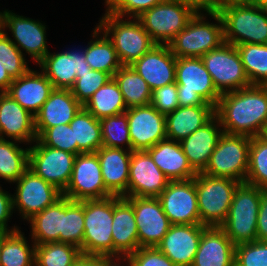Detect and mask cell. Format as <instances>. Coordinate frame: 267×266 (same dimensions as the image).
I'll return each mask as SVG.
<instances>
[{"mask_svg": "<svg viewBox=\"0 0 267 266\" xmlns=\"http://www.w3.org/2000/svg\"><path fill=\"white\" fill-rule=\"evenodd\" d=\"M215 115L225 134L259 136L267 123V85H250L221 94Z\"/></svg>", "mask_w": 267, "mask_h": 266, "instance_id": "1", "label": "cell"}, {"mask_svg": "<svg viewBox=\"0 0 267 266\" xmlns=\"http://www.w3.org/2000/svg\"><path fill=\"white\" fill-rule=\"evenodd\" d=\"M224 42L232 45L267 44V14L255 0H244L223 7Z\"/></svg>", "mask_w": 267, "mask_h": 266, "instance_id": "2", "label": "cell"}, {"mask_svg": "<svg viewBox=\"0 0 267 266\" xmlns=\"http://www.w3.org/2000/svg\"><path fill=\"white\" fill-rule=\"evenodd\" d=\"M123 19L106 9L97 26L111 40L122 66H130L156 43L137 18Z\"/></svg>", "mask_w": 267, "mask_h": 266, "instance_id": "3", "label": "cell"}, {"mask_svg": "<svg viewBox=\"0 0 267 266\" xmlns=\"http://www.w3.org/2000/svg\"><path fill=\"white\" fill-rule=\"evenodd\" d=\"M263 190L240 183L234 191L227 218L220 227L235 246L257 240V216Z\"/></svg>", "mask_w": 267, "mask_h": 266, "instance_id": "4", "label": "cell"}, {"mask_svg": "<svg viewBox=\"0 0 267 266\" xmlns=\"http://www.w3.org/2000/svg\"><path fill=\"white\" fill-rule=\"evenodd\" d=\"M198 12L193 0H164L137 19L158 45H168Z\"/></svg>", "mask_w": 267, "mask_h": 266, "instance_id": "5", "label": "cell"}, {"mask_svg": "<svg viewBox=\"0 0 267 266\" xmlns=\"http://www.w3.org/2000/svg\"><path fill=\"white\" fill-rule=\"evenodd\" d=\"M217 23L206 21L198 11L185 28L168 44L176 58H201L224 43L223 21L218 12H208Z\"/></svg>", "mask_w": 267, "mask_h": 266, "instance_id": "6", "label": "cell"}, {"mask_svg": "<svg viewBox=\"0 0 267 266\" xmlns=\"http://www.w3.org/2000/svg\"><path fill=\"white\" fill-rule=\"evenodd\" d=\"M175 83L178 86L179 106H217L221 94L201 58H176Z\"/></svg>", "mask_w": 267, "mask_h": 266, "instance_id": "7", "label": "cell"}, {"mask_svg": "<svg viewBox=\"0 0 267 266\" xmlns=\"http://www.w3.org/2000/svg\"><path fill=\"white\" fill-rule=\"evenodd\" d=\"M239 184L234 179L197 173L195 187L201 225L214 227L224 223Z\"/></svg>", "mask_w": 267, "mask_h": 266, "instance_id": "8", "label": "cell"}, {"mask_svg": "<svg viewBox=\"0 0 267 266\" xmlns=\"http://www.w3.org/2000/svg\"><path fill=\"white\" fill-rule=\"evenodd\" d=\"M113 196L84 200L82 254L113 257Z\"/></svg>", "mask_w": 267, "mask_h": 266, "instance_id": "9", "label": "cell"}, {"mask_svg": "<svg viewBox=\"0 0 267 266\" xmlns=\"http://www.w3.org/2000/svg\"><path fill=\"white\" fill-rule=\"evenodd\" d=\"M250 142L251 137L223 133L202 173L245 183L249 166Z\"/></svg>", "mask_w": 267, "mask_h": 266, "instance_id": "10", "label": "cell"}, {"mask_svg": "<svg viewBox=\"0 0 267 266\" xmlns=\"http://www.w3.org/2000/svg\"><path fill=\"white\" fill-rule=\"evenodd\" d=\"M220 94L250 86L240 54L235 45L222 43L201 57Z\"/></svg>", "mask_w": 267, "mask_h": 266, "instance_id": "11", "label": "cell"}, {"mask_svg": "<svg viewBox=\"0 0 267 266\" xmlns=\"http://www.w3.org/2000/svg\"><path fill=\"white\" fill-rule=\"evenodd\" d=\"M32 144L28 168L63 193L70 182L77 155L44 146L38 140Z\"/></svg>", "mask_w": 267, "mask_h": 266, "instance_id": "12", "label": "cell"}, {"mask_svg": "<svg viewBox=\"0 0 267 266\" xmlns=\"http://www.w3.org/2000/svg\"><path fill=\"white\" fill-rule=\"evenodd\" d=\"M15 183L17 187L16 195H12L13 210L17 209L23 220L28 221L62 197L59 189L29 168Z\"/></svg>", "mask_w": 267, "mask_h": 266, "instance_id": "13", "label": "cell"}, {"mask_svg": "<svg viewBox=\"0 0 267 266\" xmlns=\"http://www.w3.org/2000/svg\"><path fill=\"white\" fill-rule=\"evenodd\" d=\"M62 196L74 201L113 196L104 185L96 153H81L76 156L70 182Z\"/></svg>", "mask_w": 267, "mask_h": 266, "instance_id": "14", "label": "cell"}, {"mask_svg": "<svg viewBox=\"0 0 267 266\" xmlns=\"http://www.w3.org/2000/svg\"><path fill=\"white\" fill-rule=\"evenodd\" d=\"M157 198L171 224H200L195 177L169 181Z\"/></svg>", "mask_w": 267, "mask_h": 266, "instance_id": "15", "label": "cell"}, {"mask_svg": "<svg viewBox=\"0 0 267 266\" xmlns=\"http://www.w3.org/2000/svg\"><path fill=\"white\" fill-rule=\"evenodd\" d=\"M133 206L138 229L139 248L157 247L171 223L158 198L125 197Z\"/></svg>", "mask_w": 267, "mask_h": 266, "instance_id": "16", "label": "cell"}, {"mask_svg": "<svg viewBox=\"0 0 267 266\" xmlns=\"http://www.w3.org/2000/svg\"><path fill=\"white\" fill-rule=\"evenodd\" d=\"M128 119L132 151L147 150L166 139V118L151 104L128 108Z\"/></svg>", "mask_w": 267, "mask_h": 266, "instance_id": "17", "label": "cell"}, {"mask_svg": "<svg viewBox=\"0 0 267 266\" xmlns=\"http://www.w3.org/2000/svg\"><path fill=\"white\" fill-rule=\"evenodd\" d=\"M6 28L12 33L13 39L10 40L22 54H29L37 64L50 52L46 41V25L40 21L4 10V29Z\"/></svg>", "mask_w": 267, "mask_h": 266, "instance_id": "18", "label": "cell"}, {"mask_svg": "<svg viewBox=\"0 0 267 266\" xmlns=\"http://www.w3.org/2000/svg\"><path fill=\"white\" fill-rule=\"evenodd\" d=\"M169 181L146 150L132 151L128 197L157 198L167 187Z\"/></svg>", "mask_w": 267, "mask_h": 266, "instance_id": "19", "label": "cell"}, {"mask_svg": "<svg viewBox=\"0 0 267 266\" xmlns=\"http://www.w3.org/2000/svg\"><path fill=\"white\" fill-rule=\"evenodd\" d=\"M38 65L54 89H71L75 84L76 74L91 70L85 60L83 48L48 52Z\"/></svg>", "mask_w": 267, "mask_h": 266, "instance_id": "20", "label": "cell"}, {"mask_svg": "<svg viewBox=\"0 0 267 266\" xmlns=\"http://www.w3.org/2000/svg\"><path fill=\"white\" fill-rule=\"evenodd\" d=\"M205 227L201 224H171L157 248L176 266H192Z\"/></svg>", "mask_w": 267, "mask_h": 266, "instance_id": "21", "label": "cell"}, {"mask_svg": "<svg viewBox=\"0 0 267 266\" xmlns=\"http://www.w3.org/2000/svg\"><path fill=\"white\" fill-rule=\"evenodd\" d=\"M130 66L147 82L151 91L175 82L176 57L169 45L156 44Z\"/></svg>", "mask_w": 267, "mask_h": 266, "instance_id": "22", "label": "cell"}, {"mask_svg": "<svg viewBox=\"0 0 267 266\" xmlns=\"http://www.w3.org/2000/svg\"><path fill=\"white\" fill-rule=\"evenodd\" d=\"M10 138L30 146L37 140L35 117L8 93H0V138Z\"/></svg>", "mask_w": 267, "mask_h": 266, "instance_id": "23", "label": "cell"}, {"mask_svg": "<svg viewBox=\"0 0 267 266\" xmlns=\"http://www.w3.org/2000/svg\"><path fill=\"white\" fill-rule=\"evenodd\" d=\"M113 257L126 258L139 248L138 229L132 204L125 198L113 196Z\"/></svg>", "mask_w": 267, "mask_h": 266, "instance_id": "24", "label": "cell"}, {"mask_svg": "<svg viewBox=\"0 0 267 266\" xmlns=\"http://www.w3.org/2000/svg\"><path fill=\"white\" fill-rule=\"evenodd\" d=\"M223 134L220 121L214 115L206 124L180 141L182 150L191 167L203 172L207 167L220 136Z\"/></svg>", "mask_w": 267, "mask_h": 266, "instance_id": "25", "label": "cell"}, {"mask_svg": "<svg viewBox=\"0 0 267 266\" xmlns=\"http://www.w3.org/2000/svg\"><path fill=\"white\" fill-rule=\"evenodd\" d=\"M106 189L113 195L128 197L129 169L132 150L102 146L96 152Z\"/></svg>", "mask_w": 267, "mask_h": 266, "instance_id": "26", "label": "cell"}, {"mask_svg": "<svg viewBox=\"0 0 267 266\" xmlns=\"http://www.w3.org/2000/svg\"><path fill=\"white\" fill-rule=\"evenodd\" d=\"M53 90V85L42 71L30 69L21 77L13 79L6 93L35 116Z\"/></svg>", "mask_w": 267, "mask_h": 266, "instance_id": "27", "label": "cell"}, {"mask_svg": "<svg viewBox=\"0 0 267 266\" xmlns=\"http://www.w3.org/2000/svg\"><path fill=\"white\" fill-rule=\"evenodd\" d=\"M235 245L220 226L205 227L192 266H234Z\"/></svg>", "mask_w": 267, "mask_h": 266, "instance_id": "28", "label": "cell"}, {"mask_svg": "<svg viewBox=\"0 0 267 266\" xmlns=\"http://www.w3.org/2000/svg\"><path fill=\"white\" fill-rule=\"evenodd\" d=\"M82 106L70 89H54L34 116L37 137L47 128L69 124Z\"/></svg>", "mask_w": 267, "mask_h": 266, "instance_id": "29", "label": "cell"}, {"mask_svg": "<svg viewBox=\"0 0 267 266\" xmlns=\"http://www.w3.org/2000/svg\"><path fill=\"white\" fill-rule=\"evenodd\" d=\"M146 151L170 181L188 180L197 175L178 141L166 138Z\"/></svg>", "mask_w": 267, "mask_h": 266, "instance_id": "30", "label": "cell"}, {"mask_svg": "<svg viewBox=\"0 0 267 266\" xmlns=\"http://www.w3.org/2000/svg\"><path fill=\"white\" fill-rule=\"evenodd\" d=\"M215 115L212 105L179 106L165 115L166 138L180 142L201 128Z\"/></svg>", "mask_w": 267, "mask_h": 266, "instance_id": "31", "label": "cell"}, {"mask_svg": "<svg viewBox=\"0 0 267 266\" xmlns=\"http://www.w3.org/2000/svg\"><path fill=\"white\" fill-rule=\"evenodd\" d=\"M31 229V239L35 245L47 242H60V232L63 224V196L53 205L28 220Z\"/></svg>", "mask_w": 267, "mask_h": 266, "instance_id": "32", "label": "cell"}, {"mask_svg": "<svg viewBox=\"0 0 267 266\" xmlns=\"http://www.w3.org/2000/svg\"><path fill=\"white\" fill-rule=\"evenodd\" d=\"M92 37L94 40L84 47L86 62L91 69L109 73L113 77L122 64L111 40L98 26L94 28Z\"/></svg>", "mask_w": 267, "mask_h": 266, "instance_id": "33", "label": "cell"}, {"mask_svg": "<svg viewBox=\"0 0 267 266\" xmlns=\"http://www.w3.org/2000/svg\"><path fill=\"white\" fill-rule=\"evenodd\" d=\"M69 125L73 130L74 143H77V155L95 153L103 146L100 120L83 106Z\"/></svg>", "mask_w": 267, "mask_h": 266, "instance_id": "34", "label": "cell"}, {"mask_svg": "<svg viewBox=\"0 0 267 266\" xmlns=\"http://www.w3.org/2000/svg\"><path fill=\"white\" fill-rule=\"evenodd\" d=\"M128 108L150 105L152 91L147 82L131 67L121 66L113 75Z\"/></svg>", "mask_w": 267, "mask_h": 266, "instance_id": "35", "label": "cell"}, {"mask_svg": "<svg viewBox=\"0 0 267 266\" xmlns=\"http://www.w3.org/2000/svg\"><path fill=\"white\" fill-rule=\"evenodd\" d=\"M96 119L125 113L127 107L114 78L100 87L83 105Z\"/></svg>", "mask_w": 267, "mask_h": 266, "instance_id": "36", "label": "cell"}, {"mask_svg": "<svg viewBox=\"0 0 267 266\" xmlns=\"http://www.w3.org/2000/svg\"><path fill=\"white\" fill-rule=\"evenodd\" d=\"M19 141L0 138V178L15 183L29 166V148Z\"/></svg>", "mask_w": 267, "mask_h": 266, "instance_id": "37", "label": "cell"}, {"mask_svg": "<svg viewBox=\"0 0 267 266\" xmlns=\"http://www.w3.org/2000/svg\"><path fill=\"white\" fill-rule=\"evenodd\" d=\"M84 237V200L74 201L63 196V224L60 242L81 247Z\"/></svg>", "mask_w": 267, "mask_h": 266, "instance_id": "38", "label": "cell"}, {"mask_svg": "<svg viewBox=\"0 0 267 266\" xmlns=\"http://www.w3.org/2000/svg\"><path fill=\"white\" fill-rule=\"evenodd\" d=\"M21 230L11 232L3 241L1 266H34L35 244L27 243Z\"/></svg>", "mask_w": 267, "mask_h": 266, "instance_id": "39", "label": "cell"}, {"mask_svg": "<svg viewBox=\"0 0 267 266\" xmlns=\"http://www.w3.org/2000/svg\"><path fill=\"white\" fill-rule=\"evenodd\" d=\"M251 85H267V44L236 46Z\"/></svg>", "mask_w": 267, "mask_h": 266, "instance_id": "40", "label": "cell"}, {"mask_svg": "<svg viewBox=\"0 0 267 266\" xmlns=\"http://www.w3.org/2000/svg\"><path fill=\"white\" fill-rule=\"evenodd\" d=\"M82 254L79 247L61 242L35 246L34 266H73Z\"/></svg>", "mask_w": 267, "mask_h": 266, "instance_id": "41", "label": "cell"}, {"mask_svg": "<svg viewBox=\"0 0 267 266\" xmlns=\"http://www.w3.org/2000/svg\"><path fill=\"white\" fill-rule=\"evenodd\" d=\"M100 124L103 146L132 150L126 113L102 118Z\"/></svg>", "mask_w": 267, "mask_h": 266, "instance_id": "42", "label": "cell"}, {"mask_svg": "<svg viewBox=\"0 0 267 266\" xmlns=\"http://www.w3.org/2000/svg\"><path fill=\"white\" fill-rule=\"evenodd\" d=\"M245 183L267 190V143L259 136L251 137Z\"/></svg>", "mask_w": 267, "mask_h": 266, "instance_id": "43", "label": "cell"}, {"mask_svg": "<svg viewBox=\"0 0 267 266\" xmlns=\"http://www.w3.org/2000/svg\"><path fill=\"white\" fill-rule=\"evenodd\" d=\"M0 60L12 79L19 78L30 70L24 54L5 31L0 34Z\"/></svg>", "mask_w": 267, "mask_h": 266, "instance_id": "44", "label": "cell"}, {"mask_svg": "<svg viewBox=\"0 0 267 266\" xmlns=\"http://www.w3.org/2000/svg\"><path fill=\"white\" fill-rule=\"evenodd\" d=\"M112 78L109 73L91 69L90 71L76 74L75 84L70 90L72 95L84 105L100 87Z\"/></svg>", "mask_w": 267, "mask_h": 266, "instance_id": "45", "label": "cell"}, {"mask_svg": "<svg viewBox=\"0 0 267 266\" xmlns=\"http://www.w3.org/2000/svg\"><path fill=\"white\" fill-rule=\"evenodd\" d=\"M37 140L44 146L60 149L77 155L73 130L69 124H61L45 129Z\"/></svg>", "mask_w": 267, "mask_h": 266, "instance_id": "46", "label": "cell"}, {"mask_svg": "<svg viewBox=\"0 0 267 266\" xmlns=\"http://www.w3.org/2000/svg\"><path fill=\"white\" fill-rule=\"evenodd\" d=\"M234 266H267V242L256 240L235 246Z\"/></svg>", "mask_w": 267, "mask_h": 266, "instance_id": "47", "label": "cell"}, {"mask_svg": "<svg viewBox=\"0 0 267 266\" xmlns=\"http://www.w3.org/2000/svg\"><path fill=\"white\" fill-rule=\"evenodd\" d=\"M164 0H107L106 9L119 17L137 18Z\"/></svg>", "mask_w": 267, "mask_h": 266, "instance_id": "48", "label": "cell"}, {"mask_svg": "<svg viewBox=\"0 0 267 266\" xmlns=\"http://www.w3.org/2000/svg\"><path fill=\"white\" fill-rule=\"evenodd\" d=\"M126 259L130 266H176L157 247H140Z\"/></svg>", "mask_w": 267, "mask_h": 266, "instance_id": "49", "label": "cell"}, {"mask_svg": "<svg viewBox=\"0 0 267 266\" xmlns=\"http://www.w3.org/2000/svg\"><path fill=\"white\" fill-rule=\"evenodd\" d=\"M150 104L164 115L173 112L179 107L177 84L174 82L152 91Z\"/></svg>", "mask_w": 267, "mask_h": 266, "instance_id": "50", "label": "cell"}, {"mask_svg": "<svg viewBox=\"0 0 267 266\" xmlns=\"http://www.w3.org/2000/svg\"><path fill=\"white\" fill-rule=\"evenodd\" d=\"M13 200L12 195L7 191H4L0 186V231L2 232H14L19 230L17 226L8 227V221L13 214ZM10 228V229H9Z\"/></svg>", "mask_w": 267, "mask_h": 266, "instance_id": "51", "label": "cell"}, {"mask_svg": "<svg viewBox=\"0 0 267 266\" xmlns=\"http://www.w3.org/2000/svg\"><path fill=\"white\" fill-rule=\"evenodd\" d=\"M257 240L267 242V190L262 191L257 216Z\"/></svg>", "mask_w": 267, "mask_h": 266, "instance_id": "52", "label": "cell"}, {"mask_svg": "<svg viewBox=\"0 0 267 266\" xmlns=\"http://www.w3.org/2000/svg\"><path fill=\"white\" fill-rule=\"evenodd\" d=\"M244 0H197L198 11L204 12H219L223 7L232 5Z\"/></svg>", "mask_w": 267, "mask_h": 266, "instance_id": "53", "label": "cell"}, {"mask_svg": "<svg viewBox=\"0 0 267 266\" xmlns=\"http://www.w3.org/2000/svg\"><path fill=\"white\" fill-rule=\"evenodd\" d=\"M73 266H106V256L81 254Z\"/></svg>", "mask_w": 267, "mask_h": 266, "instance_id": "54", "label": "cell"}, {"mask_svg": "<svg viewBox=\"0 0 267 266\" xmlns=\"http://www.w3.org/2000/svg\"><path fill=\"white\" fill-rule=\"evenodd\" d=\"M12 82L13 79L10 77L0 60V93L6 92Z\"/></svg>", "mask_w": 267, "mask_h": 266, "instance_id": "55", "label": "cell"}, {"mask_svg": "<svg viewBox=\"0 0 267 266\" xmlns=\"http://www.w3.org/2000/svg\"><path fill=\"white\" fill-rule=\"evenodd\" d=\"M121 260H122V263L123 261L124 262H127L126 264L123 263V265H121ZM116 261V262H115ZM120 261V262H119ZM119 262V263H118ZM118 263V264H117ZM130 266L129 264V261L126 259V258H114V257H109V256H106V266Z\"/></svg>", "mask_w": 267, "mask_h": 266, "instance_id": "56", "label": "cell"}, {"mask_svg": "<svg viewBox=\"0 0 267 266\" xmlns=\"http://www.w3.org/2000/svg\"><path fill=\"white\" fill-rule=\"evenodd\" d=\"M10 233L11 232H2V231H0V256H1V251H2L3 241ZM0 266H1V263H0Z\"/></svg>", "mask_w": 267, "mask_h": 266, "instance_id": "57", "label": "cell"}, {"mask_svg": "<svg viewBox=\"0 0 267 266\" xmlns=\"http://www.w3.org/2000/svg\"><path fill=\"white\" fill-rule=\"evenodd\" d=\"M263 12L267 14V0H255Z\"/></svg>", "mask_w": 267, "mask_h": 266, "instance_id": "58", "label": "cell"}, {"mask_svg": "<svg viewBox=\"0 0 267 266\" xmlns=\"http://www.w3.org/2000/svg\"><path fill=\"white\" fill-rule=\"evenodd\" d=\"M259 137L267 143V123L263 126V129L259 134Z\"/></svg>", "mask_w": 267, "mask_h": 266, "instance_id": "59", "label": "cell"}, {"mask_svg": "<svg viewBox=\"0 0 267 266\" xmlns=\"http://www.w3.org/2000/svg\"><path fill=\"white\" fill-rule=\"evenodd\" d=\"M5 31L4 29V11L0 12V34Z\"/></svg>", "mask_w": 267, "mask_h": 266, "instance_id": "60", "label": "cell"}]
</instances>
